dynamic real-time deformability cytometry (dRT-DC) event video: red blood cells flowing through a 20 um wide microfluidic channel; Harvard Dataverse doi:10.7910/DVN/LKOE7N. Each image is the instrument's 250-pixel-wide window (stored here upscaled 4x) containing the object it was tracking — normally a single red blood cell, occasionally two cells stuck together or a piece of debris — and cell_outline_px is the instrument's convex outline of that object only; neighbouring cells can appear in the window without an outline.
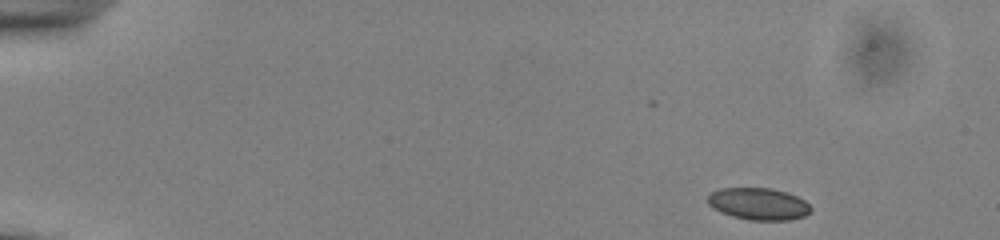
{"species": "common noctule bat (a hibernating species)", "species_latin": "Nyctalus noctula", "temperature_condition": "cold", "stored_images_in_passage": 49, "camera_frame_rate_fps": 3000, "um_per_image_px": 0.085, "animal": {"sex": "male", "body_mass_g": 13.0, "forearm_length_mm": 53.1}, "frame": {"image": 1, "passage_image": 1, "time_ms": 0.0, "image_size_px": [1000, 240], "cell_outline_px": [[812, 212], [804, 216], [792, 220], [748, 220], [732, 216], [720, 212], [712, 208], [708, 204], [708, 196], [712, 192], [720, 188], [772, 188], [788, 192], [804, 200], [812, 208]], "centroid_in_image_um": [64.49, 17.33], "position_along_channel_um": 20.5, "area_um2": 19.42}}
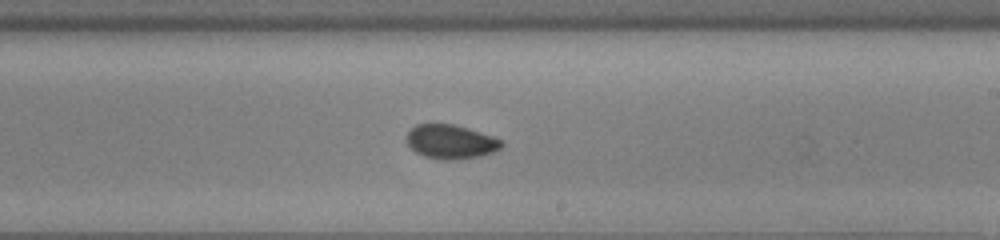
{"frame": {"image": 2, "passage_image": 28, "time_ms": 9.0, "image_size_px": [1000, 240], "cell_outline_px": [[504, 144], [496, 152], [480, 156], [456, 160], [444, 160], [424, 156], [416, 152], [404, 140], [404, 136], [416, 124], [452, 124], [468, 128], [504, 140]], "centroid_in_image_um": [38.32, 12.05], "position_along_channel_um": 250.7, "area_um2": 19.07}}
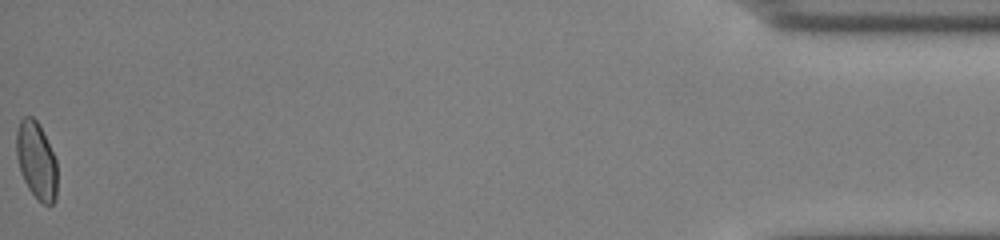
{"frame": {"image": 3, "passage_image": 49, "time_ms": 16.0, "image_size_px": [1000, 240], "cell_outline_px": [[56, 200], [48, 208], [28, 188], [20, 172], [16, 156], [16, 132], [20, 120], [24, 116], [32, 116], [40, 124], [56, 160]], "centroid_in_image_um": [3.08, 13.63], "position_along_channel_um": 432.1, "area_um2": 18.44}, "authors_computed_cell_mechanics": {"area_um2": 19.074, "velocity_mm_per_s": 3.8606, "shape_relaxation_time_tau1_ms": null, "shape_relaxation_time_tau2_ms": 2.0671, "deformation_change_tau1": null, "deformation_change_tau2": 0.047}}